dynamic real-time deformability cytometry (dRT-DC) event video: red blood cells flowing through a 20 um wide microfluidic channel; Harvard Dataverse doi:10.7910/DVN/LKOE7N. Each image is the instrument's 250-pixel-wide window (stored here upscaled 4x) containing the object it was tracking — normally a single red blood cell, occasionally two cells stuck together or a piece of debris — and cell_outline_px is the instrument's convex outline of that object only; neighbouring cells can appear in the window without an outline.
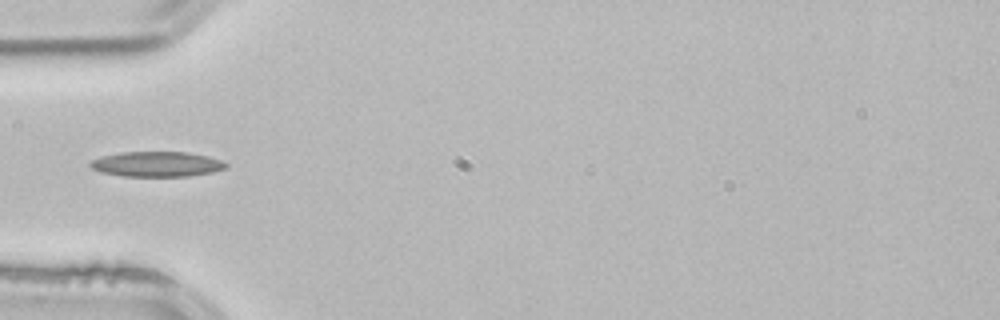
{"species": "common noctule bat (a hibernating species)", "species_latin": "Nyctalus noctula", "temperature_condition": "room temperature", "stored_images_in_passage": 1, "camera_frame_rate_fps": 3000, "um_per_image_px": 0.085, "animal": {"sex": "male", "body_mass_g": 21.5, "forearm_length_mm": 52.0}, "frame": {"image": 1, "passage_image": 1, "time_ms": 0.0, "image_size_px": [1000, 320], "cell_outline_px": [[228, 168], [212, 172], [188, 176], [120, 176], [100, 172], [92, 168], [88, 164], [92, 160], [100, 156], [120, 152], [188, 152], [208, 156], [220, 160], [228, 164]], "centroid_in_image_um": [13.31, 13.95], "position_along_channel_um": 71.7, "area_um2": 20.0}}